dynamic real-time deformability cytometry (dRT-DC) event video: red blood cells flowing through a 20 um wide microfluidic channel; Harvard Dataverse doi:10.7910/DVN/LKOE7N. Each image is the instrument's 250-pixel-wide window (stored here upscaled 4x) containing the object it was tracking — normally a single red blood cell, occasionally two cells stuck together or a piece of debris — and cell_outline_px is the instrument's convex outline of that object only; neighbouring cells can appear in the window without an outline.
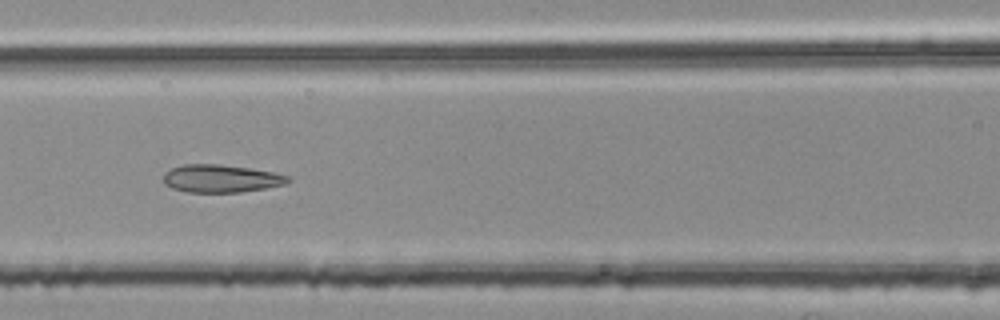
{"species": "common noctule bat (a hibernating species)", "species_latin": "Nyctalus noctula", "temperature_condition": "room temperature", "stored_images_in_passage": 40, "camera_frame_rate_fps": 3000, "um_per_image_px": 0.085, "animal": {"sex": "female", "body_mass_g": 25.1}, "frame": {"image": 1, "passage_image": 11, "time_ms": 3.333, "image_size_px": [1000, 320], "cell_outline_px": [[292, 180], [284, 184], [268, 188], [240, 192], [188, 192], [172, 188], [164, 184], [164, 172], [172, 168], [184, 164], [220, 164], [252, 168], [272, 172], [288, 176]], "centroid_in_image_um": [18.79, 15.17], "position_along_channel_um": 147.8, "area_um2": 20.23}}
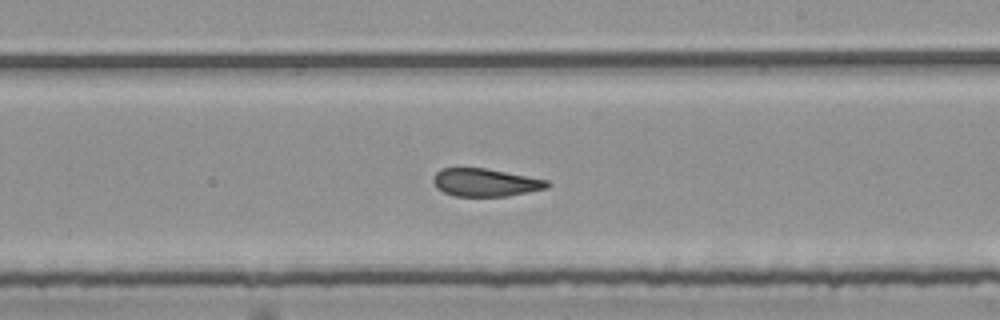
{"frame": {"image": 2, "passage_image": 19, "time_ms": 6.0, "image_size_px": [1000, 320], "cell_outline_px": [[552, 184], [548, 188], [508, 196], [456, 196], [444, 192], [436, 188], [432, 180], [436, 172], [440, 168], [484, 168], [548, 180]], "centroid_in_image_um": [41.25, 15.51], "position_along_channel_um": 247.7, "area_um2": 18.5}}
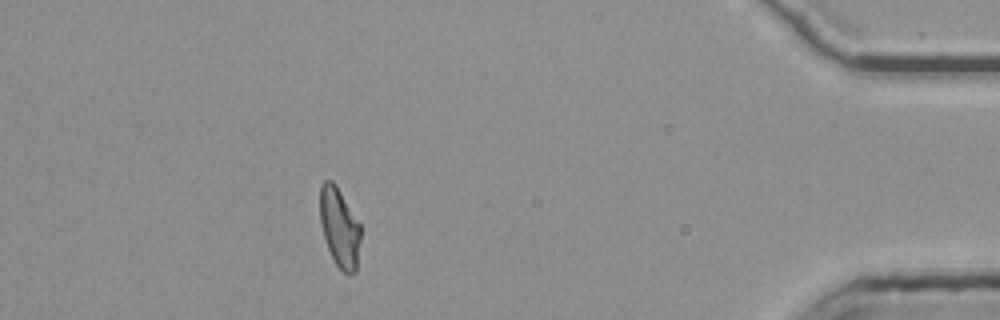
{"frame": {"image": 3, "passage_image": 36, "time_ms": 11.667, "image_size_px": [1000, 320], "cell_outline_px": [[360, 240], [356, 272], [348, 276], [336, 264], [328, 248], [324, 236], [320, 220], [320, 184], [324, 180], [332, 180], [336, 184], [360, 224]], "centroid_in_image_um": [28.86, 19.33], "position_along_channel_um": 406.3, "area_um2": 18.73}, "authors_computed_cell_mechanics": {"area_um2": 19.5364, "velocity_mm_per_s": 3.7704, "shape_relaxation_time_tau1_ms": null, "shape_relaxation_time_tau2_ms": 2.3991, "deformation_change_tau1": null, "deformation_change_tau2": 0.103}}